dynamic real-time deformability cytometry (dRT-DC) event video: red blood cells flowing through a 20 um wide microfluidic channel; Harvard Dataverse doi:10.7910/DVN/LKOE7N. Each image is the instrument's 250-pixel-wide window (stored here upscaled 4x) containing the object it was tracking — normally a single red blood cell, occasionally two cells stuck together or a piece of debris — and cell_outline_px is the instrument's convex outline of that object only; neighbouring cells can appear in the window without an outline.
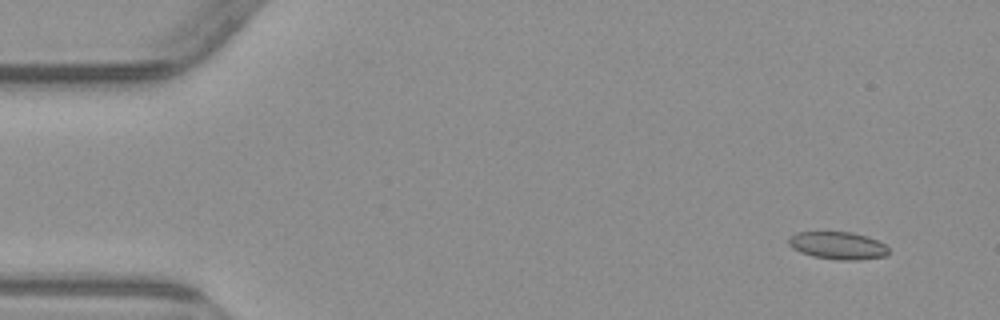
{"species": "common noctule bat (a hibernating species)", "species_latin": "Nyctalus noctula", "temperature_condition": "warm", "stored_images_in_passage": 7, "camera_frame_rate_fps": 3000, "um_per_image_px": 0.085, "animal": {"sex": "male", "body_mass_g": 23.1, "forearm_length_mm": 52.7}, "frame": {"image": 1, "passage_image": 2, "time_ms": 1.0, "image_size_px": [1000, 320], "cell_outline_px": [[888, 252], [884, 256], [856, 260], [840, 260], [812, 256], [800, 252], [792, 248], [788, 244], [788, 236], [796, 232], [852, 232], [868, 236], [884, 244], [888, 248]], "centroid_in_image_um": [71.17, 20.86], "position_along_channel_um": 13.8, "area_um2": 16.07}}
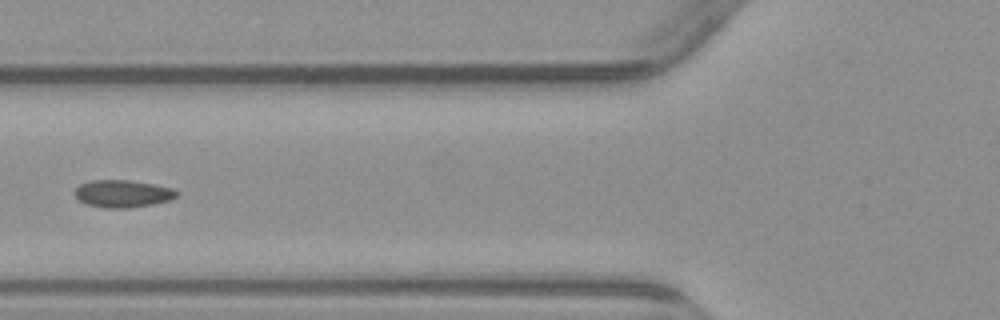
{"frame": {"image": 2, "passage_image": 6, "time_ms": 6.667, "image_size_px": [1000, 320], "cell_outline_px": [[180, 192], [176, 196], [168, 200], [152, 204], [128, 208], [104, 208], [88, 204], [80, 200], [72, 192], [80, 184], [92, 180], [128, 180], [152, 184], [172, 188]], "centroid_in_image_um": [10.41, 16.46], "position_along_channel_um": 115.4, "area_um2": 16.13}}
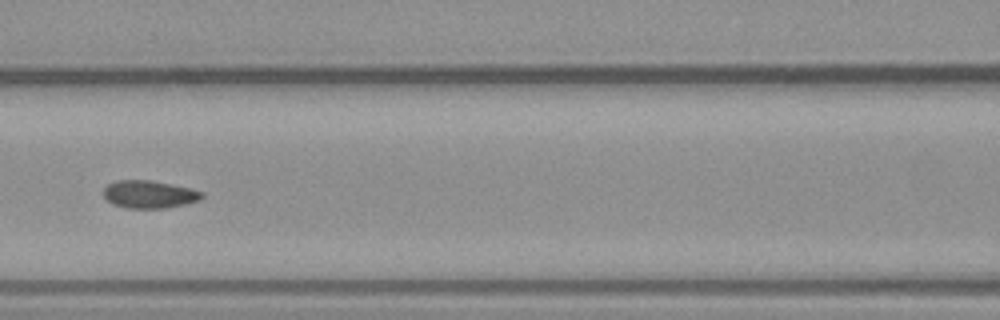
{"frame": {"image": 3, "passage_image": 7, "time_ms": 7.667, "image_size_px": [1000, 320], "cell_outline_px": [[204, 196], [200, 200], [168, 208], [128, 208], [112, 204], [104, 196], [104, 188], [108, 184], [116, 180], [152, 180], [192, 188], [204, 192]], "centroid_in_image_um": [12.72, 16.51], "position_along_channel_um": 153.9, "area_um2": 16.01}}